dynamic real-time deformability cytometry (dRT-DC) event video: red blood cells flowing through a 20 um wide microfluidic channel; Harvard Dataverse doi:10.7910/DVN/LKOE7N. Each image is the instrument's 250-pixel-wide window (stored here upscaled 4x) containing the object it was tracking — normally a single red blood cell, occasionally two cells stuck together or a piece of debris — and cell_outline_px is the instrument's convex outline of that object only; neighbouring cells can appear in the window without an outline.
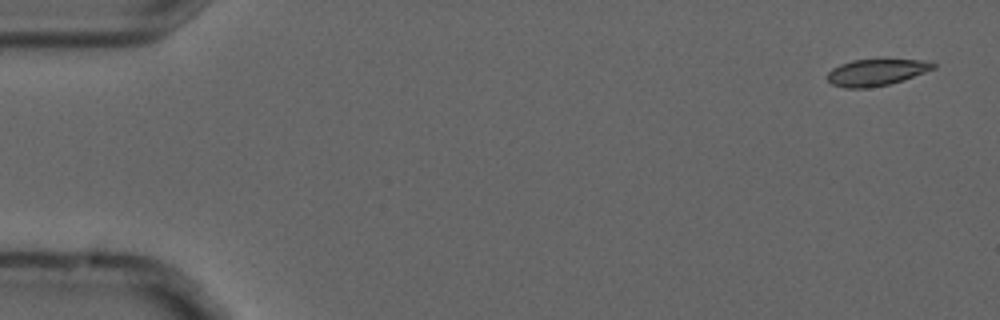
{"species": "common noctule bat (a hibernating species)", "species_latin": "Nyctalus noctula", "temperature_condition": "cold", "stored_images_in_passage": 5, "camera_frame_rate_fps": 3000, "um_per_image_px": 0.085, "animal": {"sex": "male", "forearm_length_mm": 52.5}, "frame": {"image": 1, "passage_image": 1, "time_ms": 0.0, "image_size_px": [1000, 320], "cell_outline_px": [[936, 68], [888, 84], [864, 88], [844, 88], [832, 84], [828, 80], [828, 72], [832, 68], [840, 64], [852, 60], [884, 56], [932, 60], [936, 64]], "centroid_in_image_um": [74.55, 6.06], "position_along_channel_um": 10.5, "area_um2": 17.28}}
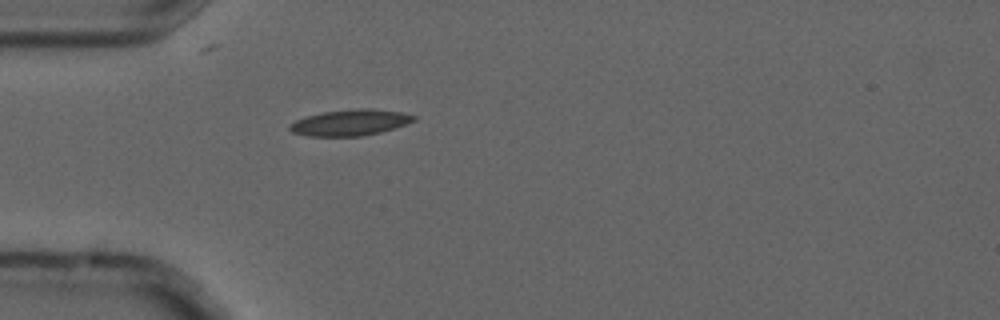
{"frame": {"image": 2, "passage_image": 5, "time_ms": 1.333, "image_size_px": [1000, 320], "cell_outline_px": [[416, 120], [380, 132], [360, 136], [308, 136], [292, 132], [288, 128], [296, 120], [304, 116], [324, 112], [356, 108], [372, 108], [400, 112], [416, 116]], "centroid_in_image_um": [29.74, 10.41], "position_along_channel_um": 55.3, "area_um2": 18.67}}